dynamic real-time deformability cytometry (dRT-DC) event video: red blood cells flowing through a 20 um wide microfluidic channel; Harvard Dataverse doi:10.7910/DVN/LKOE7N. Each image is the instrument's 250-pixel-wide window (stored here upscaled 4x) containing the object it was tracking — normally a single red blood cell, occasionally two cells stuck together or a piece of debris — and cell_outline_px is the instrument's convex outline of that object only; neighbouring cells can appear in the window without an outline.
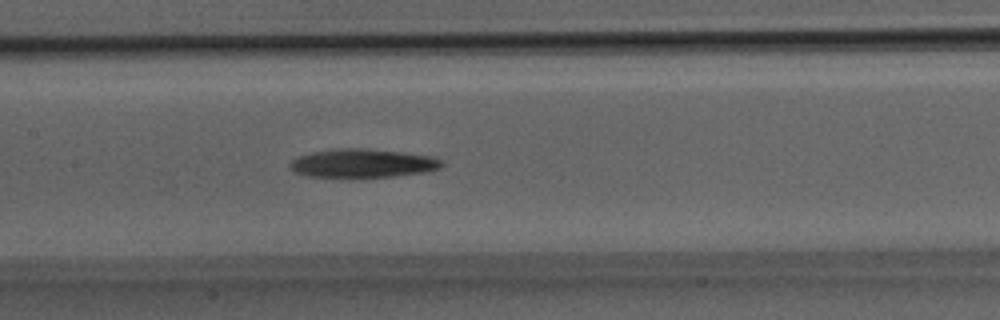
{"species": "Egyptian fruit bat (a non-hibernating species)", "species_latin": "Rousettus aegyptiacus", "temperature_condition": "room temperature", "stored_images_in_passage": 17, "camera_frame_rate_fps": 3000, "um_per_image_px": 0.085, "animal": {"sex": "male"}, "frame": {"image": 1, "passage_image": 15, "time_ms": 4.667, "image_size_px": [1000, 320], "cell_outline_px": [[444, 164], [440, 168], [424, 172], [396, 176], [304, 176], [292, 172], [288, 168], [288, 164], [296, 156], [312, 152], [332, 148], [368, 148], [432, 156], [444, 160]], "centroid_in_image_um": [30.78, 13.86], "position_along_channel_um": 176.6, "area_um2": 25.43}}